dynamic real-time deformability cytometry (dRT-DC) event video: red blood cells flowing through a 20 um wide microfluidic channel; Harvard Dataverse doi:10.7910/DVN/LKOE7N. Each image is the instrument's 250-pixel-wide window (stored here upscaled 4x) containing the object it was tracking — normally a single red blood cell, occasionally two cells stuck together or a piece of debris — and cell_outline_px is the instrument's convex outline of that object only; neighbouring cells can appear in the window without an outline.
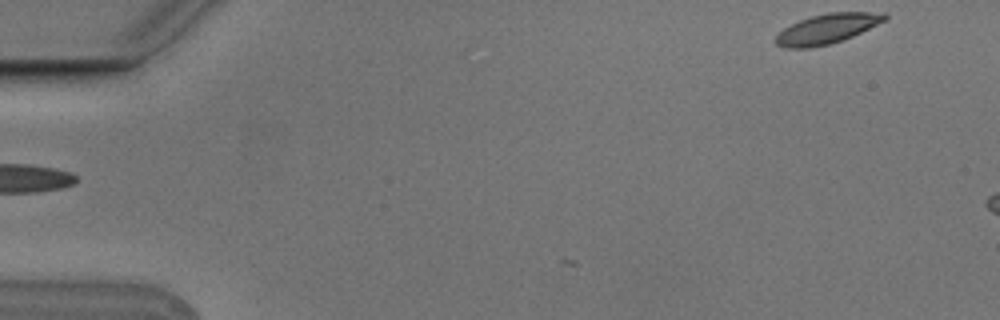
{"species": "Egyptian fruit bat (a non-hibernating species)", "species_latin": "Rousettus aegyptiacus", "temperature_condition": "cold", "stored_images_in_passage": 2, "camera_frame_rate_fps": 3000, "um_per_image_px": 0.085, "animal": {"sex": "male"}, "frame": {"image": 1, "passage_image": 1, "time_ms": 0.0, "image_size_px": [1000, 320], "cell_outline_px": [[888, 20], [844, 40], [812, 48], [784, 48], [776, 44], [776, 36], [784, 28], [800, 20], [812, 16], [828, 12], [884, 12], [888, 16]], "centroid_in_image_um": [70.35, 2.44], "position_along_channel_um": 14.6, "area_um2": 19.02}}